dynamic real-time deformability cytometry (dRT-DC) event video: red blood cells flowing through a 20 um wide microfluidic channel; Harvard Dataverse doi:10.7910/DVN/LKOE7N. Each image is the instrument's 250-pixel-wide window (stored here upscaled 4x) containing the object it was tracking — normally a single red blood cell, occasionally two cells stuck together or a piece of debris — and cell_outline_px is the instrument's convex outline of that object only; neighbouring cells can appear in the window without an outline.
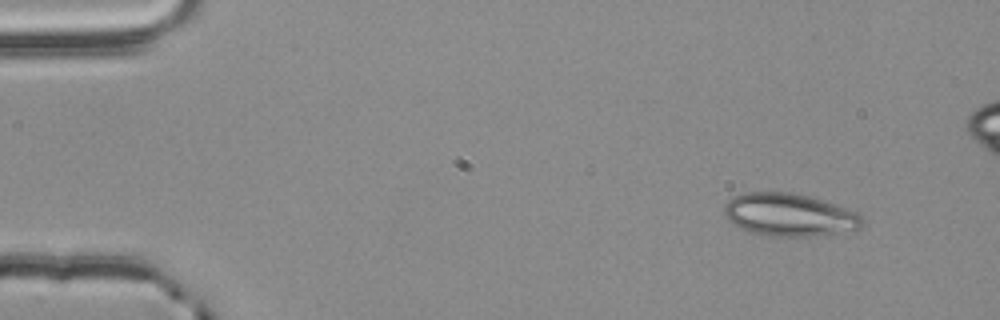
{"species": "common noctule bat (a hibernating species)", "species_latin": "Nyctalus noctula", "temperature_condition": "room temperature", "stored_images_in_passage": 4, "camera_frame_rate_fps": 3000, "um_per_image_px": 0.085, "animal": {"sex": "male", "body_mass_g": 20.4}, "frame": {"image": 1, "passage_image": 1, "time_ms": 0.0, "image_size_px": [1000, 320], "cell_outline_px": [[864, 224], [860, 228], [816, 236], [768, 236], [748, 232], [740, 228], [728, 220], [724, 216], [724, 204], [732, 196], [744, 192], [792, 192], [808, 196], [856, 212], [864, 220]], "centroid_in_image_um": [67.02, 18.26], "position_along_channel_um": 18.0, "area_um2": 34.33}}